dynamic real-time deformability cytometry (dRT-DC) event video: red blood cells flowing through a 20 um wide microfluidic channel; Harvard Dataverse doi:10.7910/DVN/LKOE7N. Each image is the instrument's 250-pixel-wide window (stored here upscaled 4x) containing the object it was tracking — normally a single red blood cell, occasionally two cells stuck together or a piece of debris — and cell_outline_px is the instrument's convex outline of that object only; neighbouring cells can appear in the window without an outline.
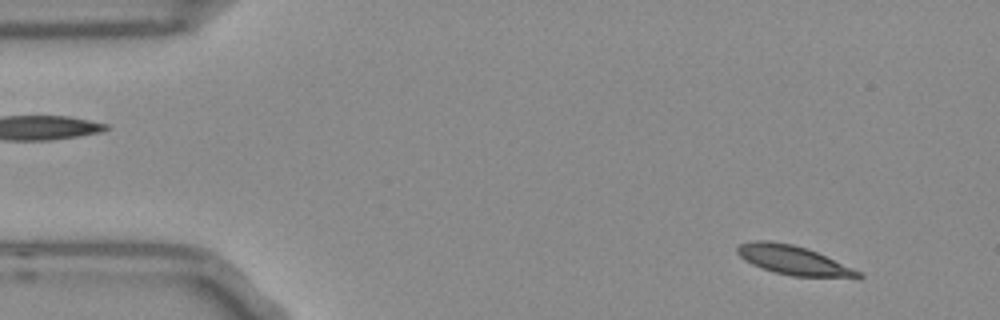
{"species": "Egyptian fruit bat (a non-hibernating species)", "species_latin": "Rousettus aegyptiacus", "temperature_condition": "room temperature", "stored_images_in_passage": 53, "camera_frame_rate_fps": 3000, "um_per_image_px": 0.085, "frame": {"image": 1, "passage_image": 4, "time_ms": 1.0, "image_size_px": [1000, 320], "cell_outline_px": [[864, 276], [792, 276], [760, 268], [744, 260], [736, 252], [736, 248], [740, 244], [756, 240], [768, 240], [792, 244], [816, 252], [852, 268], [860, 272]], "centroid_in_image_um": [67.3, 22.09], "position_along_channel_um": 17.7, "area_um2": 19.77}}
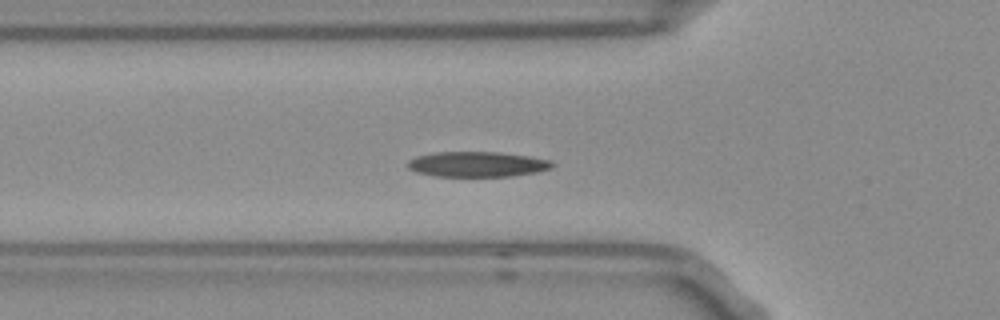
{"frame": {"image": 2, "passage_image": 17, "time_ms": 5.333, "image_size_px": [1000, 320], "cell_outline_px": [[556, 164], [552, 168], [536, 172], [508, 176], [436, 176], [416, 172], [408, 168], [408, 160], [416, 156], [436, 152], [496, 152], [528, 156], [552, 160]], "centroid_in_image_um": [40.58, 13.95], "position_along_channel_um": 85.2, "area_um2": 21.21}}
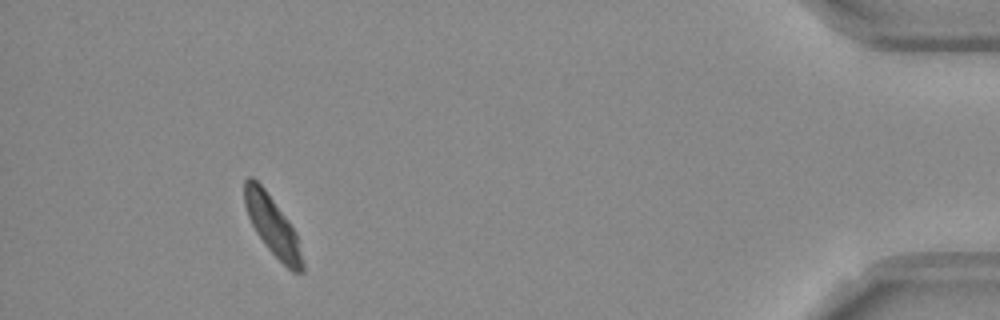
{"frame": {"image": 3, "passage_image": 49, "time_ms": 16.0, "image_size_px": [1000, 320], "cell_outline_px": [[304, 272], [292, 272], [268, 248], [256, 232], [248, 216], [244, 204], [244, 180], [248, 176], [252, 176], [264, 188], [288, 220], [296, 232], [304, 264]], "centroid_in_image_um": [23.15, 19.17], "position_along_channel_um": 412.0, "area_um2": 19.71}, "authors_computed_cell_mechanics": {"area_um2": 20.7502, "velocity_mm_per_s": 3.6847, "shape_relaxation_time_tau1_ms": 2.9891, "shape_relaxation_time_tau2_ms": null, "deformation_change_tau1": 0.1171, "deformation_change_tau2": null}}